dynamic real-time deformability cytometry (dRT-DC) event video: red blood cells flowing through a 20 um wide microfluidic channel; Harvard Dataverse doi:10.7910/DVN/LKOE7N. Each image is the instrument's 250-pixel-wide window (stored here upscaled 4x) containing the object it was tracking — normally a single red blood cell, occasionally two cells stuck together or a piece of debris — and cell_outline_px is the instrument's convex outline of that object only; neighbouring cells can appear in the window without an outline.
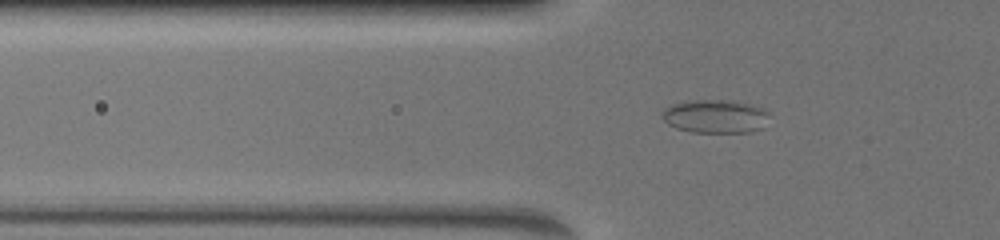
{"species": "common noctule bat (a hibernating species)", "species_latin": "Nyctalus noctula", "temperature_condition": "warm", "stored_images_in_passage": 77, "camera_frame_rate_fps": 3000, "um_per_image_px": 0.085, "animal": {"sex": "female", "body_mass_g": 19.5, "forearm_length_mm": 54.1}, "frame": {"image": 1, "passage_image": 32, "time_ms": 4.667, "image_size_px": [1000, 240], "cell_outline_px": [[764, 112], [760, 128], [748, 132], [692, 132], [676, 128], [668, 124], [664, 120], [664, 112], [672, 104], [696, 100], [732, 100], [764, 108]], "centroid_in_image_um": [60.73, 9.89], "position_along_channel_um": 65.1, "area_um2": 20.0}}
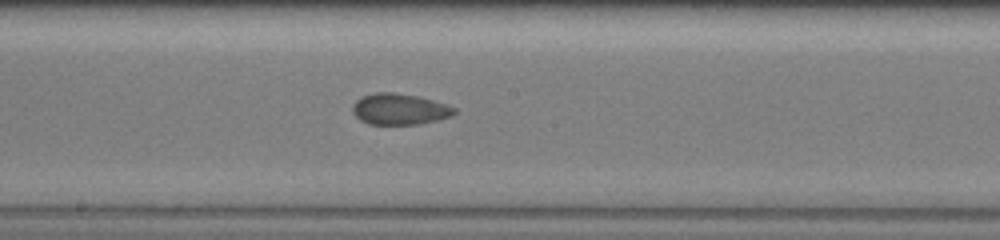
{"frame": {"image": 2, "passage_image": 53, "time_ms": 8.667, "image_size_px": [1000, 240], "cell_outline_px": [[456, 112], [452, 116], [420, 124], [368, 124], [360, 120], [352, 112], [352, 104], [356, 100], [364, 96], [376, 92], [392, 92], [416, 96], [432, 100], [456, 108]], "centroid_in_image_um": [33.93, 9.28], "position_along_channel_um": 214.3, "area_um2": 18.32}}
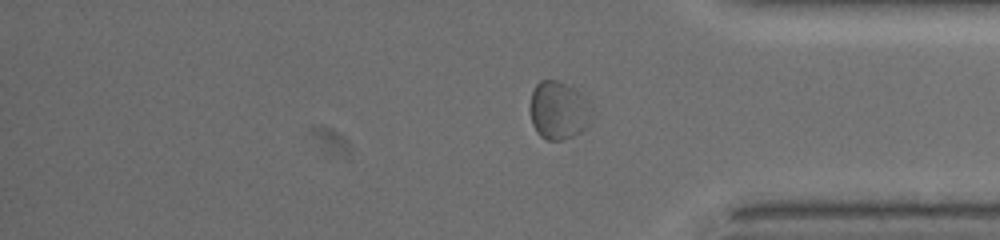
{"frame": {"image": 3, "passage_image": 70, "time_ms": 13.333, "image_size_px": [1000, 240], "cell_outline_px": [[592, 116], [584, 128], [580, 132], [572, 136], [560, 140], [548, 140], [540, 136], [536, 132], [532, 124], [528, 108], [532, 92], [536, 84], [540, 80], [556, 80], [572, 88], [592, 108]], "centroid_in_image_um": [47.4, 9.4], "position_along_channel_um": 387.8, "area_um2": 20.63}}